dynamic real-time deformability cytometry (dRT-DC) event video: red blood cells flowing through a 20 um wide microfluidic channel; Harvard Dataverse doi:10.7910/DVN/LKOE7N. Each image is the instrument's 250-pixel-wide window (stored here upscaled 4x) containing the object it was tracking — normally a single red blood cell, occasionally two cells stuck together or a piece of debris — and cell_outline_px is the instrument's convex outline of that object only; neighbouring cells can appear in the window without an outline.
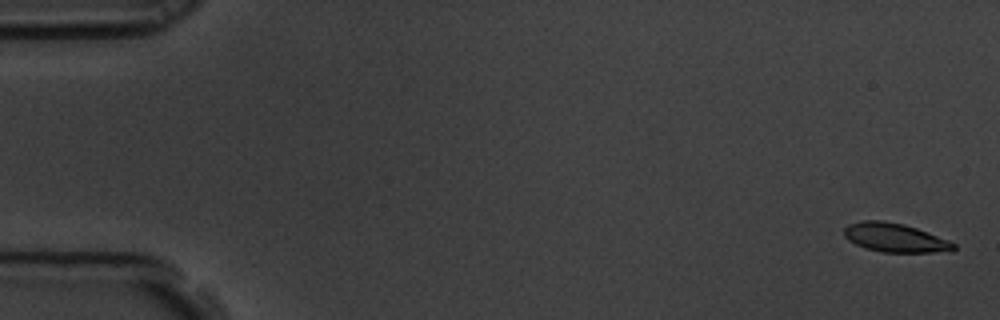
{"species": "common noctule bat (a hibernating species)", "species_latin": "Nyctalus noctula", "temperature_condition": "room temperature", "stored_images_in_passage": 5, "camera_frame_rate_fps": 3000, "um_per_image_px": 0.085, "animal": {"sex": "male", "body_mass_g": 19.5, "forearm_length_mm": 54.6}, "frame": {"image": 1, "passage_image": 1, "time_ms": 0.0, "image_size_px": [1000, 320], "cell_outline_px": [[956, 248], [952, 252], [880, 252], [864, 248], [848, 240], [844, 236], [844, 228], [848, 224], [864, 220], [880, 220], [904, 224], [916, 228], [948, 240], [956, 244]], "centroid_in_image_um": [76.07, 20.21], "position_along_channel_um": 8.9, "area_um2": 18.5}}
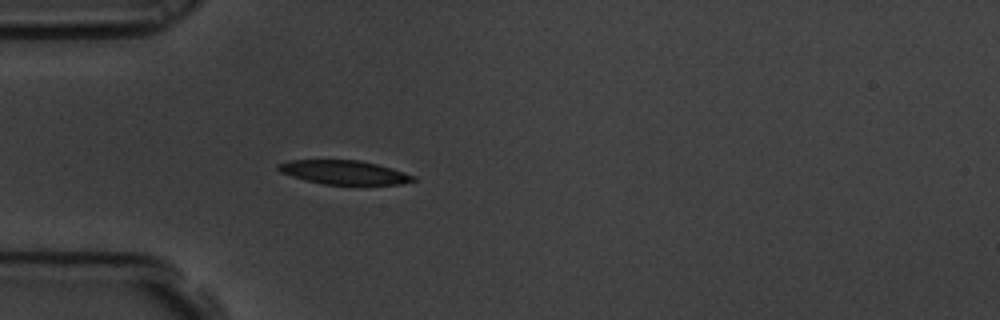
{"frame": {"image": 2, "passage_image": 5, "time_ms": 1.333, "image_size_px": [1000, 320], "cell_outline_px": [[416, 180], [400, 184], [324, 184], [304, 180], [280, 172], [276, 168], [276, 164], [288, 160], [360, 160], [392, 168], [416, 176]], "centroid_in_image_um": [29.21, 14.64], "position_along_channel_um": 55.8, "area_um2": 18.79}}